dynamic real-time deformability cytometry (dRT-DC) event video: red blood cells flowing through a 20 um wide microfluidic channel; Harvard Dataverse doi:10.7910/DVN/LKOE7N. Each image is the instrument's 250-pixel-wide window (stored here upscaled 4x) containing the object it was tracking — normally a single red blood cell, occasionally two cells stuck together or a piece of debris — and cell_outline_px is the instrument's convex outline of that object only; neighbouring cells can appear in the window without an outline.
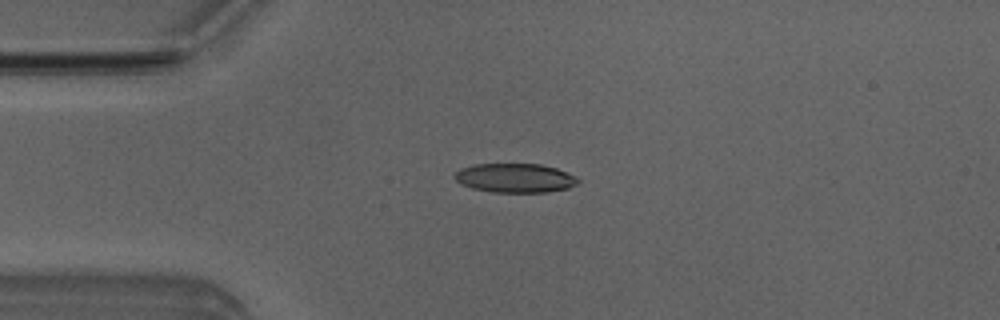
{"species": "Egyptian fruit bat (a non-hibernating species)", "species_latin": "Rousettus aegyptiacus", "temperature_condition": "room temperature", "stored_images_in_passage": 42, "camera_frame_rate_fps": 3000, "um_per_image_px": 0.085, "animal": {"sex": "male"}, "frame": {"image": 1, "passage_image": 3, "time_ms": 0.667, "image_size_px": [1000, 320], "cell_outline_px": [[580, 180], [576, 184], [568, 188], [548, 192], [492, 192], [472, 188], [460, 184], [452, 176], [460, 168], [476, 164], [540, 164], [556, 168], [576, 176]], "centroid_in_image_um": [43.76, 15.13], "position_along_channel_um": 41.2, "area_um2": 20.98}}
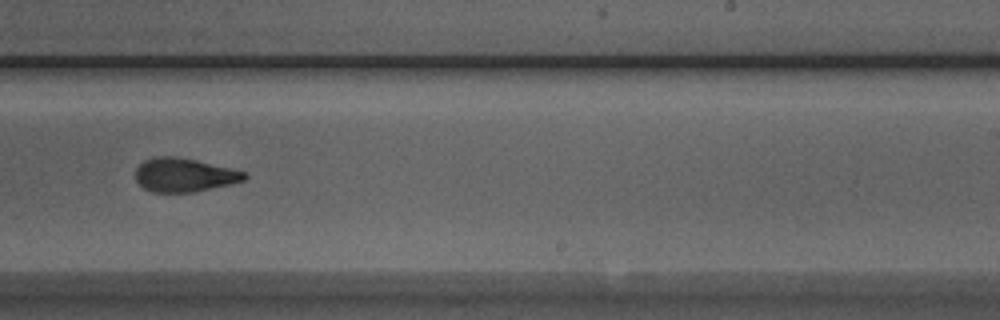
{"frame": {"image": 2, "passage_image": 22, "time_ms": 7.0, "image_size_px": [1000, 320], "cell_outline_px": [[248, 176], [244, 180], [232, 184], [192, 192], [152, 192], [144, 188], [136, 180], [136, 168], [144, 160], [156, 156], [176, 156], [196, 160], [248, 172]], "centroid_in_image_um": [15.67, 14.87], "position_along_channel_um": 273.3, "area_um2": 21.44}}
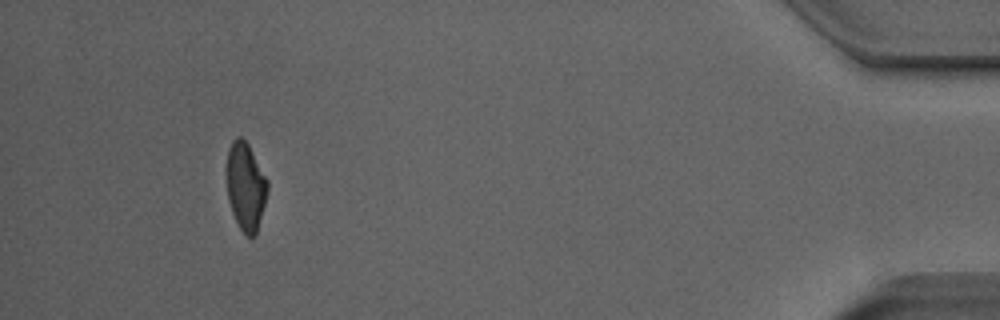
{"frame": {"image": 3, "passage_image": 38, "time_ms": 12.333, "image_size_px": [1000, 320], "cell_outline_px": [[268, 192], [256, 236], [248, 236], [240, 228], [232, 212], [228, 200], [228, 148], [232, 140], [236, 136], [240, 136], [248, 144], [268, 180]], "centroid_in_image_um": [20.91, 15.85], "position_along_channel_um": 414.3, "area_um2": 20.69}, "authors_computed_cell_mechanics": {"area_um2": 22.0507, "velocity_mm_per_s": 4.0031, "shape_relaxation_time_tau1_ms": 5.9531, "shape_relaxation_time_tau2_ms": 1.4128, "deformation_change_tau1": 0.205, "deformation_change_tau2": 0.0801}}